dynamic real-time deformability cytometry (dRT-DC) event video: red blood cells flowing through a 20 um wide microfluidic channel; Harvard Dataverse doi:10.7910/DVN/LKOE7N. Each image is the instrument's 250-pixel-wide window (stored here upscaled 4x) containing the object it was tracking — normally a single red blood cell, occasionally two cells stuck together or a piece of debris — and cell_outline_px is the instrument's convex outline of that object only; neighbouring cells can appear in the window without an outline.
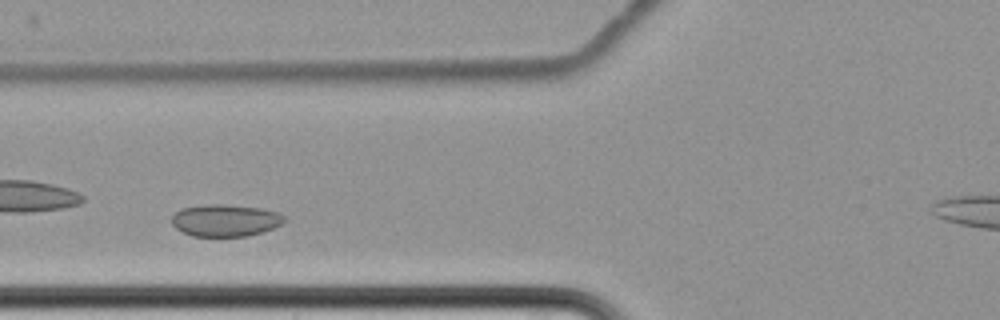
{"species": "common noctule bat (a hibernating species)", "species_latin": "Nyctalus noctula", "temperature_condition": "cold", "stored_images_in_passage": 8, "camera_frame_rate_fps": 3000, "um_per_image_px": 0.085, "animal": {"sex": "female", "body_mass_g": 22.7, "forearm_length_mm": 54.2}, "frame": {"image": 1, "passage_image": 4, "time_ms": 4.667, "image_size_px": [1000, 320], "cell_outline_px": [[284, 220], [280, 224], [272, 228], [260, 232], [244, 236], [192, 236], [176, 228], [172, 224], [172, 212], [180, 208], [212, 204], [220, 204], [260, 208], [276, 212], [284, 216]], "centroid_in_image_um": [19.08, 18.72], "position_along_channel_um": 106.7, "area_um2": 20.75}}
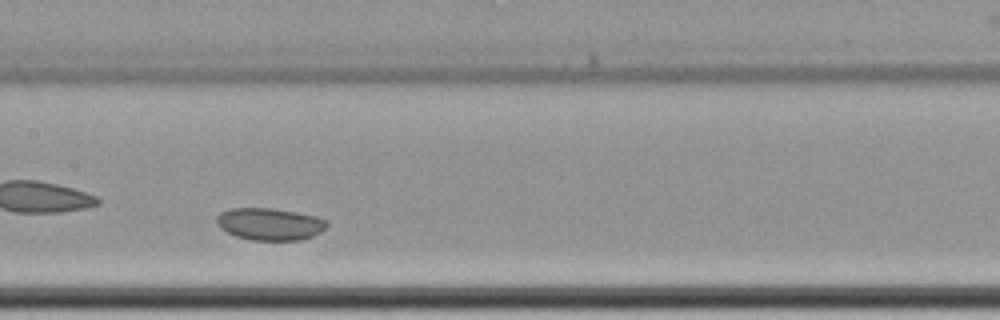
{"frame": {"image": 2, "passage_image": 6, "time_ms": 7.0, "image_size_px": [1000, 320], "cell_outline_px": [[328, 224], [320, 232], [312, 236], [300, 240], [252, 240], [236, 236], [220, 228], [216, 220], [216, 216], [220, 212], [228, 208], [272, 208], [296, 212], [316, 216], [328, 220]], "centroid_in_image_um": [22.92, 19.03], "position_along_channel_um": 184.5, "area_um2": 20.69}}
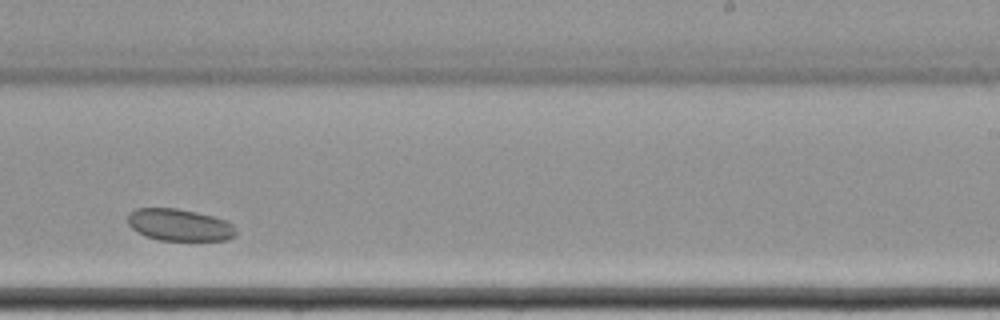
{"frame": {"image": 3, "passage_image": 8, "time_ms": 9.667, "image_size_px": [1000, 320], "cell_outline_px": [[236, 236], [228, 240], [160, 240], [144, 236], [132, 228], [128, 224], [128, 212], [136, 208], [176, 208], [196, 212], [212, 216], [224, 220], [232, 224], [236, 228]], "centroid_in_image_um": [15.24, 19.12], "position_along_channel_um": 273.8, "area_um2": 20.23}}